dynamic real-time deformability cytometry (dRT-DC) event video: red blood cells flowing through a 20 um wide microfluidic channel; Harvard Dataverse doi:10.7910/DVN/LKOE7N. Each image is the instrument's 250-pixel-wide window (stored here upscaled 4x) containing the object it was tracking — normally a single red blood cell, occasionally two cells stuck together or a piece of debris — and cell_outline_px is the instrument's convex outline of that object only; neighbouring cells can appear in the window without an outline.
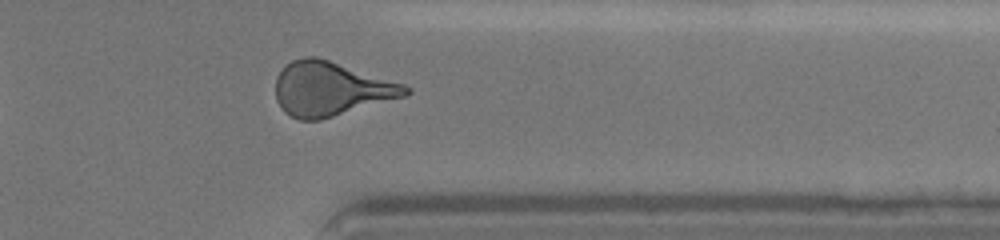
{"species": "human", "species_latin": "Homo sapiens", "temperature_condition": "cold", "stored_images_in_passage": 38, "camera_frame_rate_fps": 3000, "um_per_image_px": 0.085, "donor": {"sex": "female"}, "frame": {"image": 1, "passage_image": 32, "time_ms": 9.333, "image_size_px": [1000, 240], "cell_outline_px": [[412, 92], [408, 96], [320, 120], [300, 120], [284, 112], [280, 108], [276, 100], [276, 76], [292, 60], [304, 56], [316, 56], [404, 84], [412, 88]], "centroid_in_image_um": [28.14, 7.57], "position_along_channel_um": 383.3, "area_um2": 41.1}}